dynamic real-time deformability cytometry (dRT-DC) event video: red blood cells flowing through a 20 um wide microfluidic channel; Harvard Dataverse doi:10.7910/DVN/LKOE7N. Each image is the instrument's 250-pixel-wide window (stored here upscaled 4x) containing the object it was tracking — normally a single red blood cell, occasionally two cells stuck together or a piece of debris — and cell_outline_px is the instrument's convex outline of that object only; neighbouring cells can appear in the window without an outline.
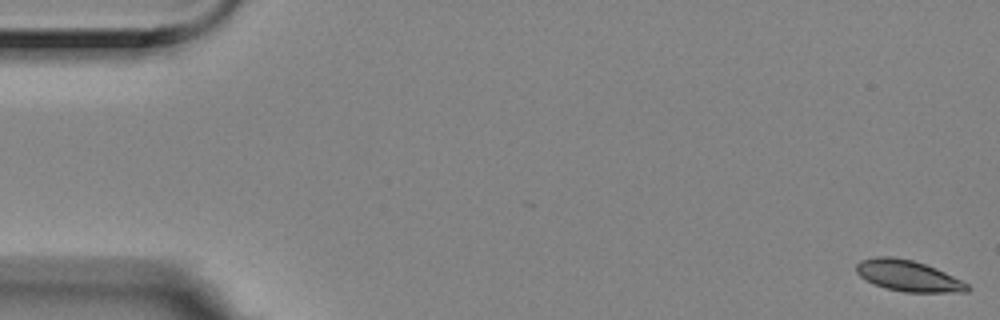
{"species": "Egyptian fruit bat (a non-hibernating species)", "species_latin": "Rousettus aegyptiacus", "temperature_condition": "room temperature", "stored_images_in_passage": 6, "camera_frame_rate_fps": 3000, "um_per_image_px": 0.085, "animal": {"sex": "female"}, "frame": {"image": 1, "passage_image": 1, "time_ms": 0.0, "image_size_px": [1000, 320], "cell_outline_px": [[972, 288], [968, 292], [904, 292], [884, 288], [872, 284], [860, 276], [856, 272], [856, 264], [860, 260], [876, 256], [892, 256], [912, 260], [936, 268], [968, 284]], "centroid_in_image_um": [77.16, 23.45], "position_along_channel_um": 7.8, "area_um2": 20.17}}
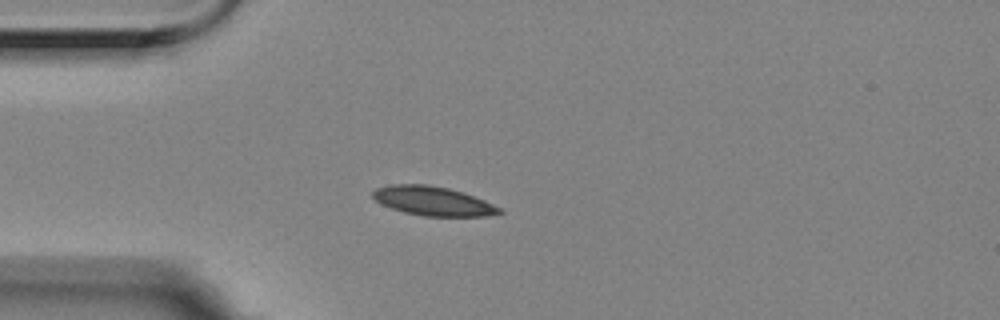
{"frame": {"image": 2, "passage_image": 5, "time_ms": 1.333, "image_size_px": [1000, 320], "cell_outline_px": [[504, 212], [484, 216], [424, 216], [404, 212], [380, 204], [372, 196], [372, 192], [376, 188], [392, 184], [428, 184], [448, 188], [464, 192], [484, 200], [500, 208]], "centroid_in_image_um": [36.78, 17.08], "position_along_channel_um": 48.2, "area_um2": 21.44}}